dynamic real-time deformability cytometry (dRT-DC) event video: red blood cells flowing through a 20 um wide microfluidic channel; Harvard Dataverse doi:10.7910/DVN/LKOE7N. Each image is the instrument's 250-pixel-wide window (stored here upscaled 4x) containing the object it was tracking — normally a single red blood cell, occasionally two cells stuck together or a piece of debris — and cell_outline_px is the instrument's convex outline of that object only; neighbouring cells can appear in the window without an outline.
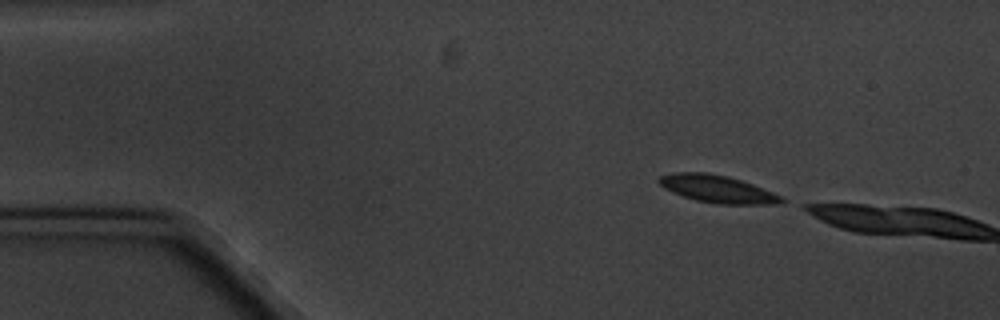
{"species": "common noctule bat (a hibernating species)", "species_latin": "Nyctalus noctula", "temperature_condition": "cold", "stored_images_in_passage": 2, "camera_frame_rate_fps": 3000, "um_per_image_px": 0.085, "animal": {"sex": "male", "body_mass_g": 20.1, "forearm_length_mm": 53.5}, "frame": {"image": 1, "passage_image": 1, "time_ms": 0.0, "image_size_px": [1000, 320], "cell_outline_px": [[788, 200], [784, 204], [720, 204], [696, 200], [672, 192], [664, 188], [656, 180], [660, 176], [676, 172], [708, 172], [728, 176], [752, 184], [772, 192]], "centroid_in_image_um": [61.0, 16.06], "position_along_channel_um": 24.0, "area_um2": 19.59}}